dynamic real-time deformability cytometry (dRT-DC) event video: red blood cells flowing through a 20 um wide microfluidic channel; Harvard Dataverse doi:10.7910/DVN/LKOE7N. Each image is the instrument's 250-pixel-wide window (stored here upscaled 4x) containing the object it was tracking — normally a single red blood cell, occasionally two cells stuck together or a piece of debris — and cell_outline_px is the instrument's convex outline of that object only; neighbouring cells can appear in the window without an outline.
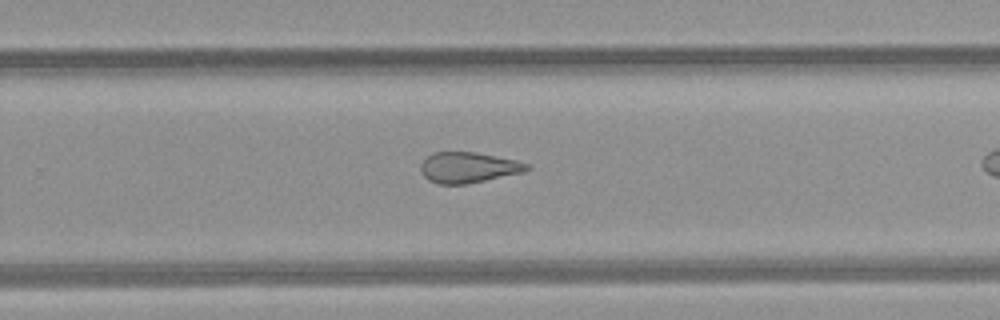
{"species": "common noctule bat (a hibernating species)", "species_latin": "Nyctalus noctula", "temperature_condition": "room temperature", "stored_images_in_passage": 26, "camera_frame_rate_fps": 3000, "um_per_image_px": 0.085, "animal": {"sex": "female", "body_mass_g": 21.9}, "frame": {"image": 1, "passage_image": 19, "time_ms": 6.0, "image_size_px": [1000, 320], "cell_outline_px": [[532, 168], [524, 172], [468, 184], [436, 184], [428, 180], [420, 172], [420, 164], [432, 152], [476, 152], [516, 160], [532, 164]], "centroid_in_image_um": [39.83, 14.24], "position_along_channel_um": 290.0, "area_um2": 19.25}}